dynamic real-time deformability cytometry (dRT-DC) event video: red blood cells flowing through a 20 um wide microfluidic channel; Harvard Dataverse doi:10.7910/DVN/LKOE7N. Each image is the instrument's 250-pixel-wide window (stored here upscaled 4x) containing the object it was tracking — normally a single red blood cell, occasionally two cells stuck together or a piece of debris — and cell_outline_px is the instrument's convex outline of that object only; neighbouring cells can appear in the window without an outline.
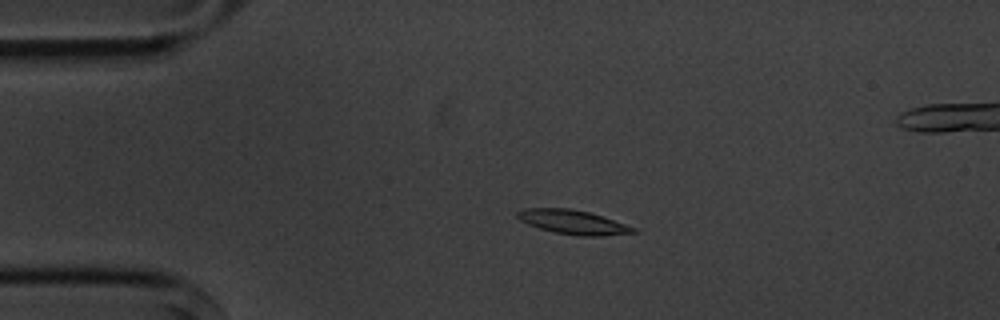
{"species": "common noctule bat (a hibernating species)", "species_latin": "Nyctalus noctula", "temperature_condition": "cold", "stored_images_in_passage": 5, "camera_frame_rate_fps": 3000, "um_per_image_px": 0.085, "animal": {"sex": "male", "body_mass_g": 20.1, "forearm_length_mm": 53.5}, "frame": {"image": 1, "passage_image": 3, "time_ms": 2.333, "image_size_px": [1000, 320], "cell_outline_px": [[636, 232], [600, 236], [580, 236], [556, 232], [540, 228], [528, 224], [520, 220], [516, 216], [516, 212], [524, 208], [568, 208], [588, 212], [604, 216], [636, 228]], "centroid_in_image_um": [48.69, 18.87], "position_along_channel_um": 36.3, "area_um2": 16.18}}